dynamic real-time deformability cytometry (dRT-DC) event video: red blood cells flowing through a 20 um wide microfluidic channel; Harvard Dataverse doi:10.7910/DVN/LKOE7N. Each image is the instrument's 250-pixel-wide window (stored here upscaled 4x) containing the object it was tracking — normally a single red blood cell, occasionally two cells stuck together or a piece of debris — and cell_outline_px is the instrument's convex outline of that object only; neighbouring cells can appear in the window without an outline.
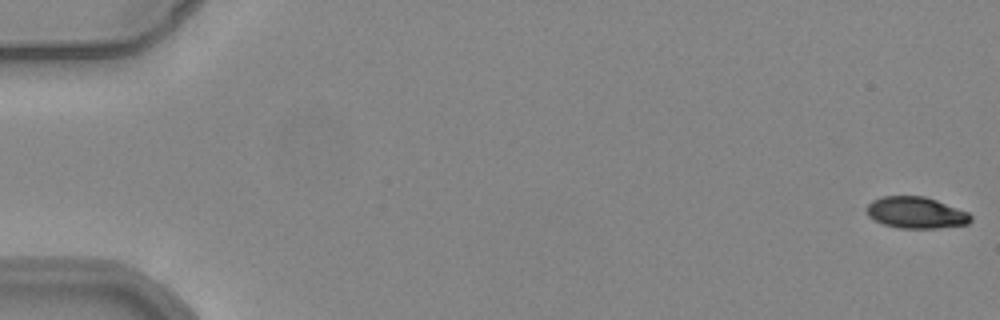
{"species": "common noctule bat (a hibernating species)", "species_latin": "Nyctalus noctula", "temperature_condition": "warm", "stored_images_in_passage": 13, "camera_frame_rate_fps": 3000, "um_per_image_px": 0.085, "animal": {"sex": "female", "body_mass_g": 24.6, "forearm_length_mm": 56.2}, "frame": {"image": 1, "passage_image": 1, "time_ms": 0.0, "image_size_px": [1000, 320], "cell_outline_px": [[972, 220], [968, 224], [936, 228], [900, 228], [884, 224], [868, 216], [864, 208], [872, 200], [880, 196], [924, 196], [936, 200], [968, 212], [972, 216]], "centroid_in_image_um": [77.84, 18.07], "position_along_channel_um": 7.2, "area_um2": 19.13}}